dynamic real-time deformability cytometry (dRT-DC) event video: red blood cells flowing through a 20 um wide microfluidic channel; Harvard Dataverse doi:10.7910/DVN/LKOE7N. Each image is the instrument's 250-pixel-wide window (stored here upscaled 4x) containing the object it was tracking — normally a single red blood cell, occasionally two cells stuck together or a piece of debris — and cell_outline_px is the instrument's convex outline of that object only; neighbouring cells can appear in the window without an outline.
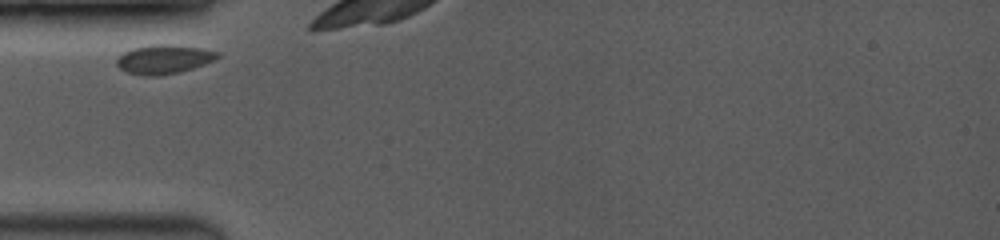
{"species": "common noctule bat (a hibernating species)", "species_latin": "Nyctalus noctula", "temperature_condition": "room temperature", "stored_images_in_passage": 17, "camera_frame_rate_fps": 3500, "um_per_image_px": 0.085, "animal": {"sex": "female", "body_mass_g": 19.0, "forearm_length_mm": 53.3}, "frame": {"image": 1, "passage_image": 1, "time_ms": 0.0, "image_size_px": [1000, 240], "cell_outline_px": [[220, 56], [216, 60], [180, 72], [156, 76], [144, 76], [128, 72], [120, 68], [116, 64], [116, 60], [124, 52], [132, 48], [152, 44], [172, 44], [200, 48], [220, 52]], "centroid_in_image_um": [13.95, 5.03], "position_along_channel_um": 71.1, "area_um2": 17.11}}